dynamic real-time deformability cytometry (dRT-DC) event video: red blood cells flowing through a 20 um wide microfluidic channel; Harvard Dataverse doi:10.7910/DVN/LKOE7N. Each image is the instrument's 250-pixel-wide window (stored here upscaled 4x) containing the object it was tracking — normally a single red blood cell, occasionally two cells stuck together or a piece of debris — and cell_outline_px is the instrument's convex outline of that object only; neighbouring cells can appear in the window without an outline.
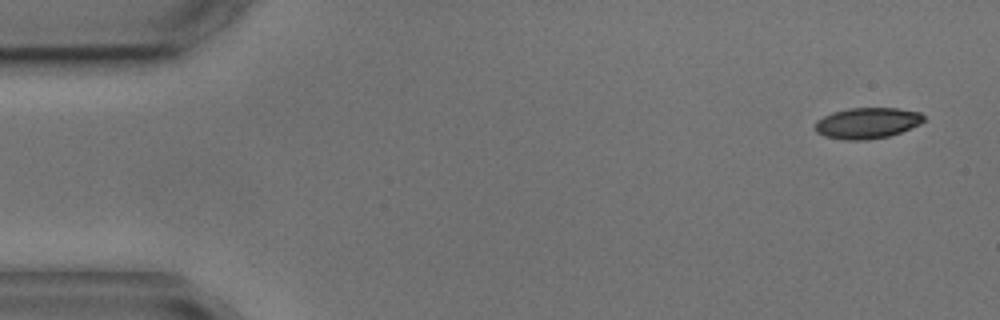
{"species": "common noctule bat (a hibernating species)", "species_latin": "Nyctalus noctula", "temperature_condition": "cold", "stored_images_in_passage": 6, "camera_frame_rate_fps": 3000, "um_per_image_px": 0.085, "animal": {"sex": "male", "body_mass_g": 17.9, "forearm_length_mm": 54.2}, "frame": {"image": 1, "passage_image": 1, "time_ms": 0.0, "image_size_px": [1000, 320], "cell_outline_px": [[924, 120], [920, 124], [900, 132], [888, 136], [868, 140], [844, 140], [824, 136], [816, 132], [816, 120], [832, 112], [848, 108], [900, 108], [920, 112], [924, 116]], "centroid_in_image_um": [73.71, 10.46], "position_along_channel_um": 11.3, "area_um2": 19.65}}
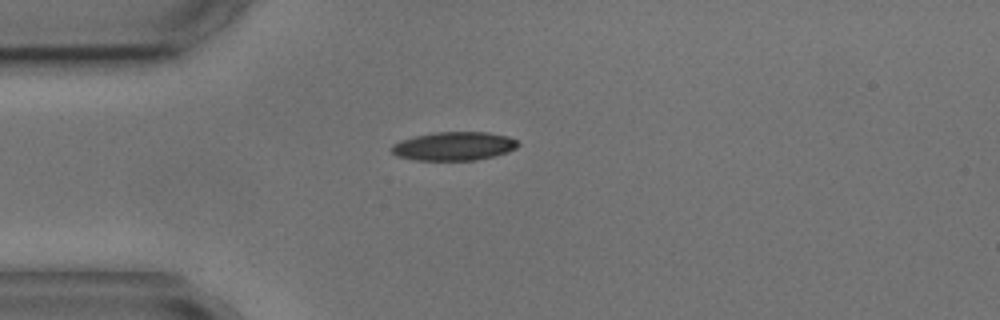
{"frame": {"image": 2, "passage_image": 4, "time_ms": 3.667, "image_size_px": [1000, 320], "cell_outline_px": [[520, 144], [516, 148], [508, 152], [476, 160], [416, 160], [396, 156], [388, 148], [392, 144], [400, 140], [412, 136], [436, 132], [488, 132], [508, 136], [516, 140]], "centroid_in_image_um": [38.54, 12.42], "position_along_channel_um": 46.5, "area_um2": 21.27}}